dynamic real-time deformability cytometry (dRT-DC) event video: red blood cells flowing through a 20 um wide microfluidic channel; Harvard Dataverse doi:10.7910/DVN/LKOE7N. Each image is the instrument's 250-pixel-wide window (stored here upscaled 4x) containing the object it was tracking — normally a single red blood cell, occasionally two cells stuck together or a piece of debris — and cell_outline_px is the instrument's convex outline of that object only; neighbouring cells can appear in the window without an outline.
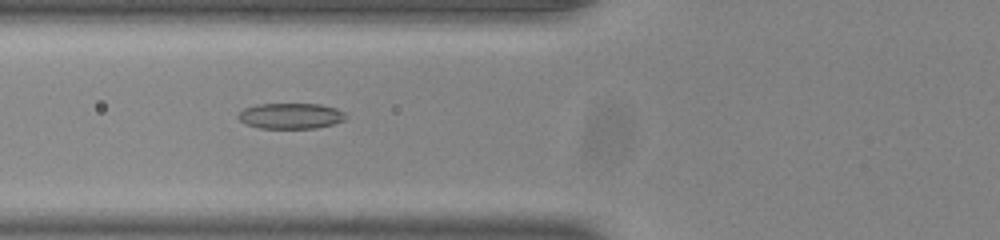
{"species": "common noctule bat (a hibernating species)", "species_latin": "Nyctalus noctula", "temperature_condition": "room temperature", "stored_images_in_passage": 34, "camera_frame_rate_fps": 3000, "um_per_image_px": 0.085, "animal": {"sex": "male", "body_mass_g": 20.0, "forearm_length_mm": 53.3}, "frame": {"image": 1, "passage_image": 9, "time_ms": 2.667, "image_size_px": [1000, 240], "cell_outline_px": [[348, 116], [344, 120], [332, 124], [316, 128], [260, 128], [244, 124], [236, 116], [244, 108], [256, 104], [320, 104], [336, 108], [344, 112]], "centroid_in_image_um": [24.7, 9.85], "position_along_channel_um": 101.1, "area_um2": 16.18}}
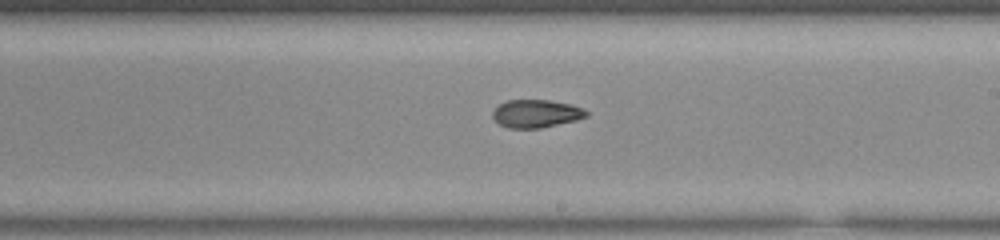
{"frame": {"image": 2, "passage_image": 20, "time_ms": 6.333, "image_size_px": [1000, 240], "cell_outline_px": [[588, 116], [576, 120], [540, 128], [508, 128], [500, 124], [492, 116], [492, 112], [500, 104], [508, 100], [548, 100], [572, 104], [584, 108], [588, 112]], "centroid_in_image_um": [45.6, 9.65], "position_along_channel_um": 243.4, "area_um2": 15.2}}
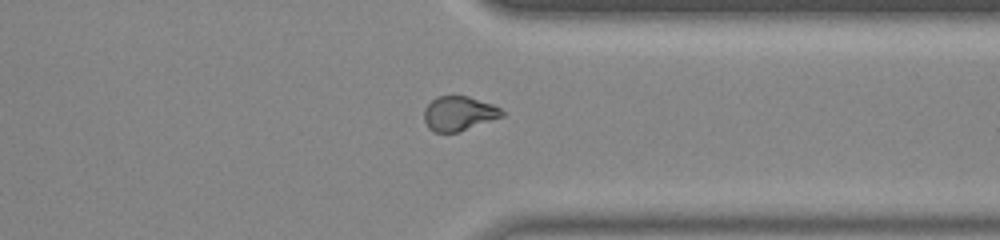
{"frame": {"image": 3, "passage_image": 30, "time_ms": 9.667, "image_size_px": [1000, 240], "cell_outline_px": [[504, 116], [460, 132], [436, 132], [428, 128], [424, 120], [424, 108], [436, 96], [468, 96], [492, 104], [500, 108], [504, 112]], "centroid_in_image_um": [39.0, 9.65], "position_along_channel_um": 372.4, "area_um2": 15.72}, "authors_computed_cell_mechanics": {"area_um2": 15.7794, "velocity_mm_per_s": 3.8817, "shape_relaxation_time_tau1_ms": 8.9859, "shape_relaxation_time_tau2_ms": 3.126, "deformation_change_tau1": 0.2043, "deformation_change_tau2": 0.0867}}